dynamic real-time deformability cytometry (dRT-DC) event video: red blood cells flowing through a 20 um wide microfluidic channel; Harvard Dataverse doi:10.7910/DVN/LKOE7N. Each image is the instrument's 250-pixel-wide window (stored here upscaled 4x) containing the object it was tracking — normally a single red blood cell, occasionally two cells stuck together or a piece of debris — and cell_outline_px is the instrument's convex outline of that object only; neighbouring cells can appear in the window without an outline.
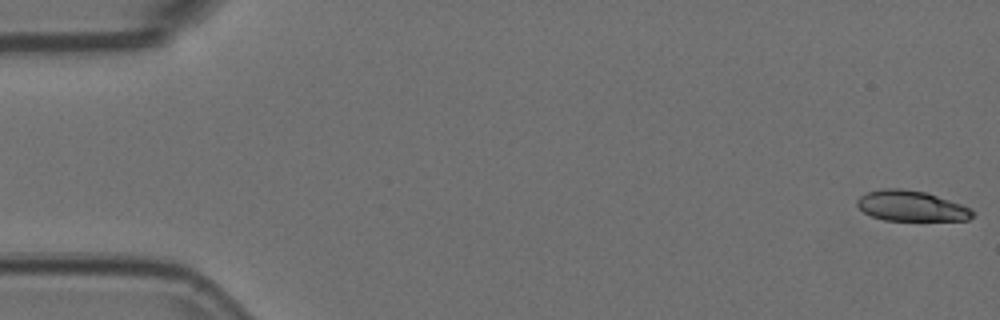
{"species": "Egyptian fruit bat (a non-hibernating species)", "species_latin": "Rousettus aegyptiacus", "temperature_condition": "room temperature", "stored_images_in_passage": 54, "camera_frame_rate_fps": 3000, "um_per_image_px": 0.085, "animal": {"sex": "female"}, "frame": {"image": 1, "passage_image": 1, "time_ms": 0.0, "image_size_px": [1000, 320], "cell_outline_px": [[972, 216], [968, 220], [884, 220], [872, 216], [864, 212], [856, 204], [856, 200], [860, 196], [868, 192], [884, 188], [900, 188], [924, 192], [972, 208]], "centroid_in_image_um": [77.42, 17.51], "position_along_channel_um": 7.6, "area_um2": 20.17}}
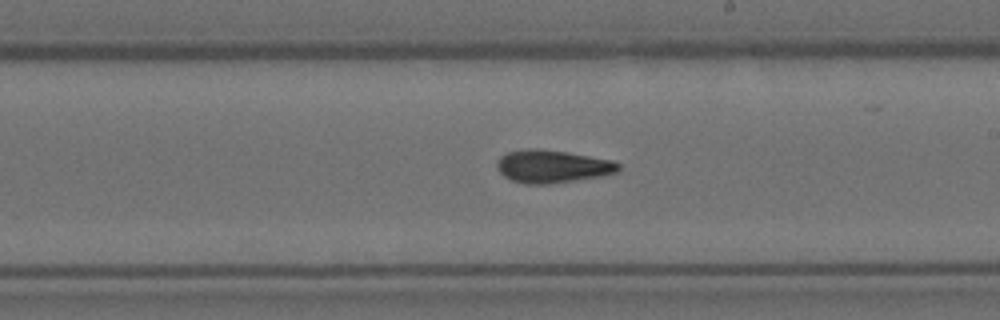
{"frame": {"image": 2, "passage_image": 31, "time_ms": 10.0, "image_size_px": [1000, 320], "cell_outline_px": [[620, 168], [616, 172], [600, 176], [548, 184], [524, 184], [512, 180], [504, 176], [496, 168], [496, 160], [500, 156], [508, 152], [528, 148], [540, 148], [568, 152], [612, 160], [620, 164]], "centroid_in_image_um": [46.91, 14.13], "position_along_channel_um": 242.1, "area_um2": 23.29}}
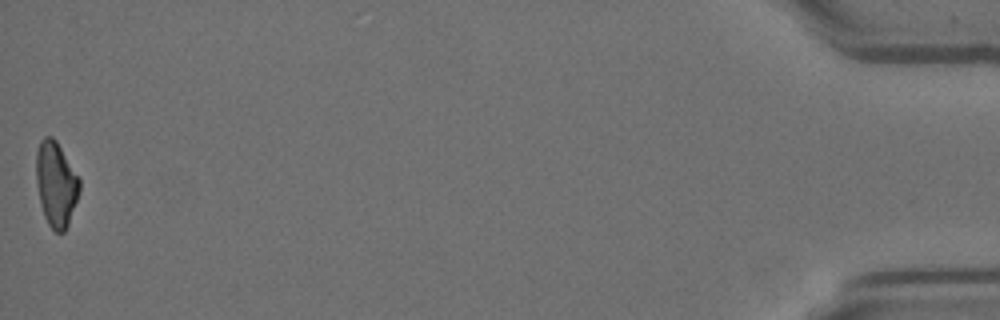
{"frame": {"image": 3, "passage_image": 54, "time_ms": 17.667, "image_size_px": [1000, 320], "cell_outline_px": [[80, 192], [68, 224], [64, 232], [56, 232], [48, 224], [44, 216], [40, 204], [36, 180], [36, 152], [40, 140], [44, 136], [52, 136], [56, 140], [80, 180]], "centroid_in_image_um": [4.75, 15.64], "position_along_channel_um": 430.5, "area_um2": 21.39}, "authors_computed_cell_mechanics": {"area_um2": 22.1374, "velocity_mm_per_s": 3.7637, "shape_relaxation_time_tau1_ms": 7.9472, "shape_relaxation_time_tau2_ms": 4.4572, "deformation_change_tau1": 0.2002, "deformation_change_tau2": 0.1297}}